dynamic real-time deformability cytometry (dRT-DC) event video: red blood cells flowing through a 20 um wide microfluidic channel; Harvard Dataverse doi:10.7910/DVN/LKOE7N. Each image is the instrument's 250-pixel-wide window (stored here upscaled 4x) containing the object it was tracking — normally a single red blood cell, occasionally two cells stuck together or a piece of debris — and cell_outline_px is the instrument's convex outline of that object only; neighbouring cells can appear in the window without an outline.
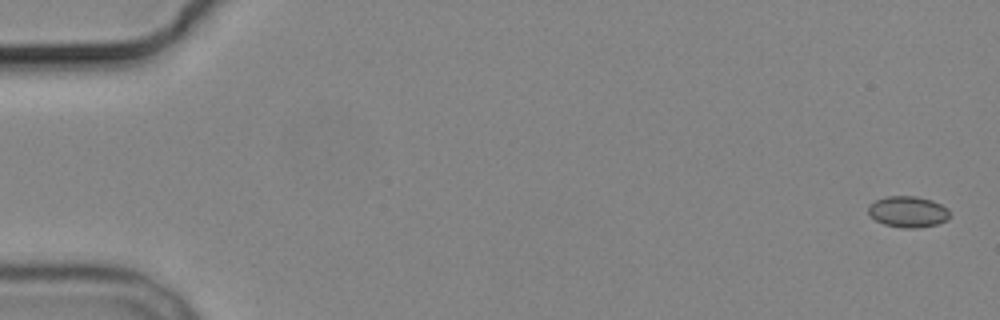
{"species": "common noctule bat (a hibernating species)", "species_latin": "Nyctalus noctula", "temperature_condition": "cold", "stored_images_in_passage": 7, "camera_frame_rate_fps": 3000, "um_per_image_px": 0.085, "animal": {"sex": "male", "body_mass_g": 19.2, "forearm_length_mm": 51.8}, "frame": {"image": 1, "passage_image": 1, "time_ms": 0.0, "image_size_px": [1000, 320], "cell_outline_px": [[948, 220], [936, 224], [916, 228], [904, 228], [884, 224], [876, 220], [868, 212], [868, 204], [884, 196], [916, 196], [932, 200], [948, 208]], "centroid_in_image_um": [77.16, 17.98], "position_along_channel_um": 7.8, "area_um2": 14.74}}
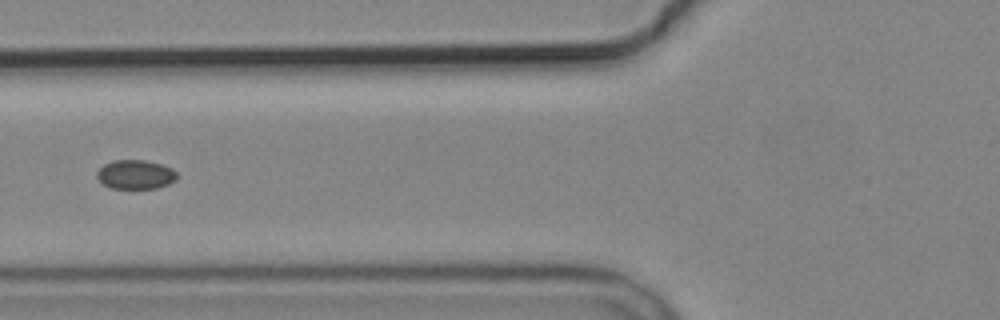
{"frame": {"image": 2, "passage_image": 7, "time_ms": 7.0, "image_size_px": [1000, 320], "cell_outline_px": [[176, 180], [168, 184], [156, 188], [112, 188], [104, 184], [96, 176], [96, 172], [104, 164], [112, 160], [144, 160], [160, 164], [172, 168], [176, 172]], "centroid_in_image_um": [11.51, 14.82], "position_along_channel_um": 114.3, "area_um2": 13.47}}